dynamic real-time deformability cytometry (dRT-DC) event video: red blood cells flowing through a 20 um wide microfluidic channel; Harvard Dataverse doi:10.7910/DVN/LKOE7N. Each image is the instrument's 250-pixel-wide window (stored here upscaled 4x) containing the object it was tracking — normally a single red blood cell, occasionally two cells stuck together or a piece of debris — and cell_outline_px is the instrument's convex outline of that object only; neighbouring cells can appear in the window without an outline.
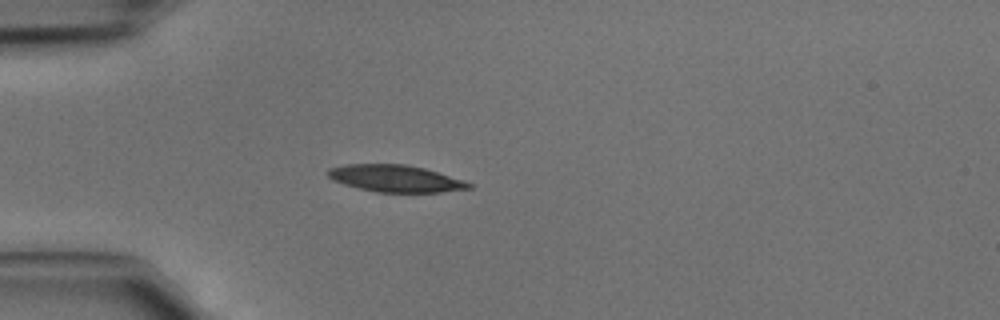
{"species": "common noctule bat (a hibernating species)", "species_latin": "Nyctalus noctula", "temperature_condition": "cold", "stored_images_in_passage": 40, "camera_frame_rate_fps": 3000, "um_per_image_px": 0.085, "animal": {"sex": "male", "body_mass_g": 15.6}, "frame": {"image": 1, "passage_image": 12, "time_ms": 3.667, "image_size_px": [1000, 320], "cell_outline_px": [[472, 188], [440, 192], [376, 192], [344, 184], [332, 180], [328, 176], [328, 168], [344, 164], [404, 164], [424, 168], [464, 180], [472, 184]], "centroid_in_image_um": [33.6, 15.17], "position_along_channel_um": 51.4, "area_um2": 22.02}}